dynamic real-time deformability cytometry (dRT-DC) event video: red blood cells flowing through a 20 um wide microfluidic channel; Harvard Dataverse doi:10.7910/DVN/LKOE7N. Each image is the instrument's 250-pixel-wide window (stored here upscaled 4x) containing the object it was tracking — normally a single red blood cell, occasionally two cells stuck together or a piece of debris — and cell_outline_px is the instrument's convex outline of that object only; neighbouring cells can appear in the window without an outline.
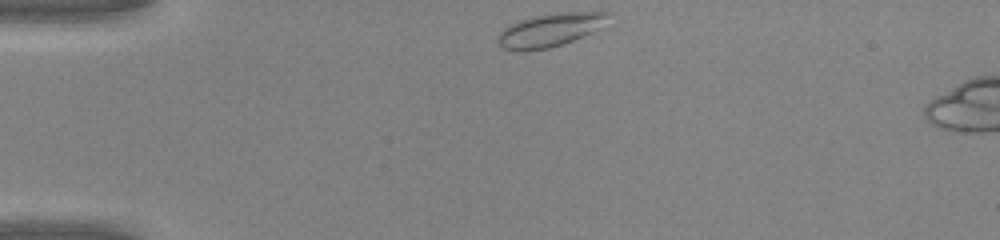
{"species": "common noctule bat (a hibernating species)", "species_latin": "Nyctalus noctula", "temperature_condition": "warm", "stored_images_in_passage": 31, "camera_frame_rate_fps": 3000, "um_per_image_px": 0.085, "animal": {"sex": "male", "body_mass_g": 20.0, "forearm_length_mm": 53.3}, "frame": {"image": 1, "passage_image": 1, "time_ms": 0.0, "image_size_px": [1000, 240], "cell_outline_px": [[612, 12], [592, 32], [572, 40], [548, 48], [504, 48], [496, 40], [496, 36], [508, 24], [520, 20], [536, 16], [568, 12]], "centroid_in_image_um": [46.71, 2.52], "position_along_channel_um": 38.3, "area_um2": 20.17}}
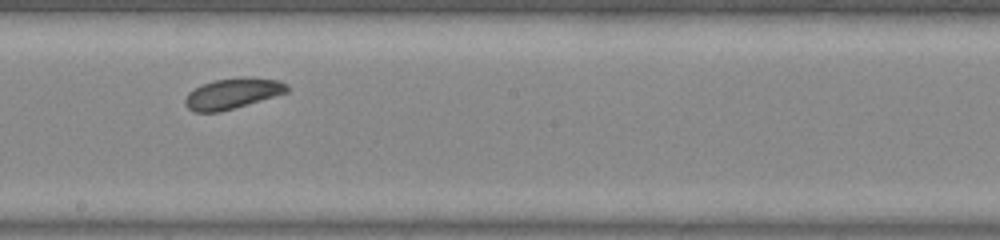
{"frame": {"image": 2, "passage_image": 17, "time_ms": 5.333, "image_size_px": [1000, 240], "cell_outline_px": [[288, 92], [220, 112], [196, 112], [188, 108], [184, 104], [184, 100], [188, 92], [204, 84], [216, 80], [244, 76], [280, 80], [288, 84]], "centroid_in_image_um": [19.78, 7.94], "position_along_channel_um": 228.4, "area_um2": 18.09}}
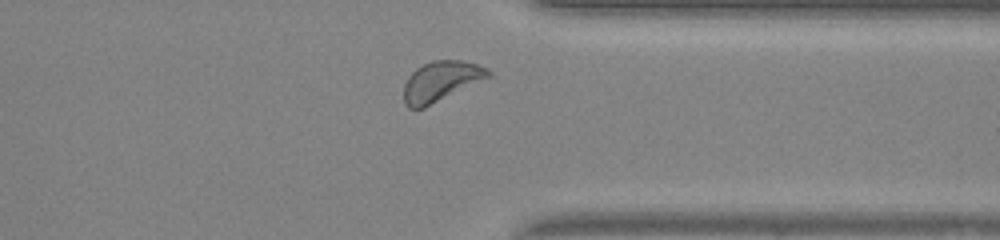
{"frame": {"image": 3, "passage_image": 27, "time_ms": 8.667, "image_size_px": [1000, 240], "cell_outline_px": [[492, 76], [424, 108], [408, 108], [404, 104], [404, 84], [408, 76], [416, 68], [432, 60], [460, 60], [476, 64], [488, 68], [492, 72]], "centroid_in_image_um": [37.49, 6.91], "position_along_channel_um": 373.9, "area_um2": 19.83}}